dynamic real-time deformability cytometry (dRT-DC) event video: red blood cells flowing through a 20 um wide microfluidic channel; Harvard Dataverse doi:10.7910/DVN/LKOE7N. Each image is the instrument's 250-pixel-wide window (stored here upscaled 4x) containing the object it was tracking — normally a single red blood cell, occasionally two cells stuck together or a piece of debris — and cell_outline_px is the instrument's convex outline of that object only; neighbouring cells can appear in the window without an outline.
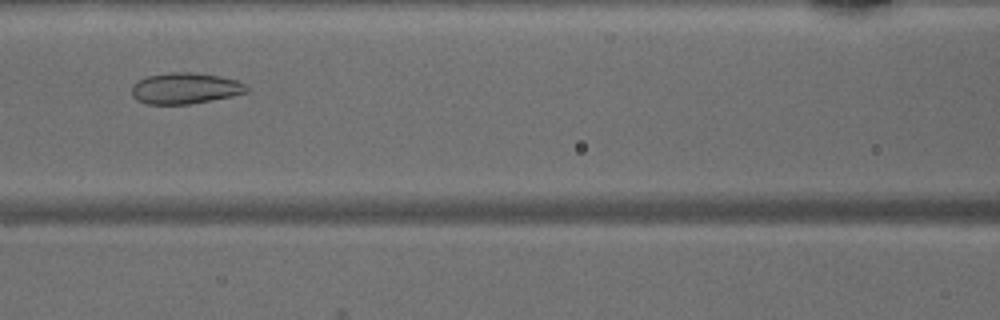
{"species": "common noctule bat (a hibernating species)", "species_latin": "Nyctalus noctula", "temperature_condition": "warm", "stored_images_in_passage": 33, "camera_frame_rate_fps": 3000, "um_per_image_px": 0.085, "animal": {"sex": "male", "body_mass_g": 15.6}, "frame": {"image": 1, "passage_image": 7, "time_ms": 2.0, "image_size_px": [1000, 320], "cell_outline_px": [[248, 92], [232, 96], [188, 104], [148, 104], [136, 100], [132, 96], [132, 84], [148, 76], [168, 72], [188, 72], [220, 76], [236, 80], [244, 84], [248, 88]], "centroid_in_image_um": [15.72, 7.51], "position_along_channel_um": 150.9, "area_um2": 20.69}}
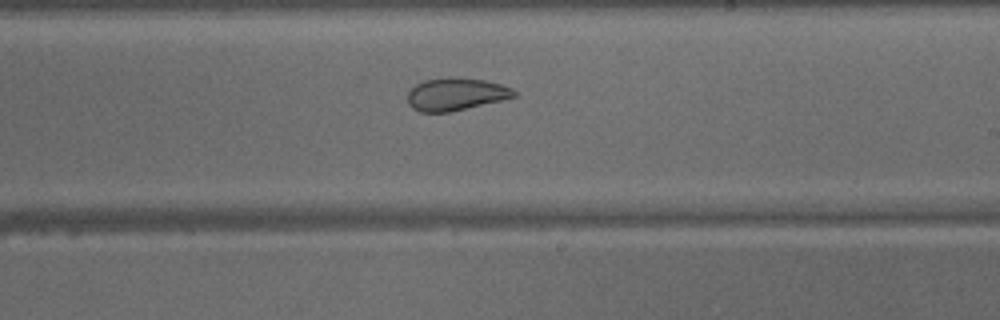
{"frame": {"image": 2, "passage_image": 14, "time_ms": 4.333, "image_size_px": [1000, 320], "cell_outline_px": [[516, 96], [500, 100], [448, 112], [420, 112], [412, 108], [408, 104], [408, 92], [416, 84], [424, 80], [448, 76], [456, 76], [484, 80], [500, 84], [512, 88], [516, 92]], "centroid_in_image_um": [38.71, 7.98], "position_along_channel_um": 250.3, "area_um2": 20.17}}
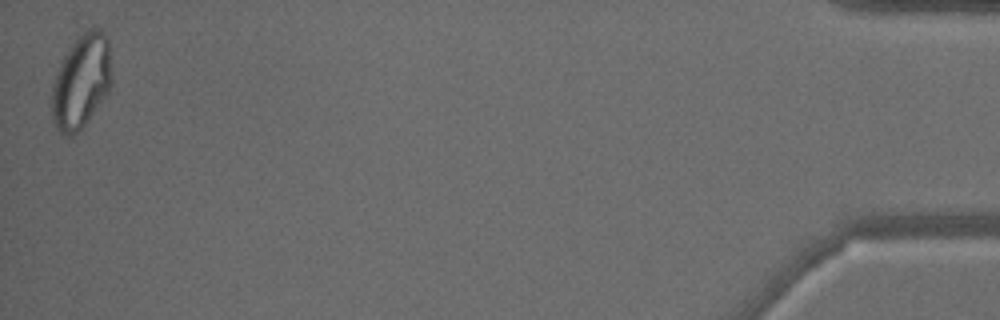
{"frame": {"image": 3, "passage_image": 33, "time_ms": 10.667, "image_size_px": [1000, 320], "cell_outline_px": [[112, 80], [108, 92], [88, 120], [72, 136], [68, 136], [60, 132], [56, 128], [52, 120], [52, 84], [60, 60], [72, 44], [88, 28], [96, 28], [104, 32], [108, 40], [112, 72]], "centroid_in_image_um": [6.9, 6.91], "position_along_channel_um": 428.3, "area_um2": 32.77}}